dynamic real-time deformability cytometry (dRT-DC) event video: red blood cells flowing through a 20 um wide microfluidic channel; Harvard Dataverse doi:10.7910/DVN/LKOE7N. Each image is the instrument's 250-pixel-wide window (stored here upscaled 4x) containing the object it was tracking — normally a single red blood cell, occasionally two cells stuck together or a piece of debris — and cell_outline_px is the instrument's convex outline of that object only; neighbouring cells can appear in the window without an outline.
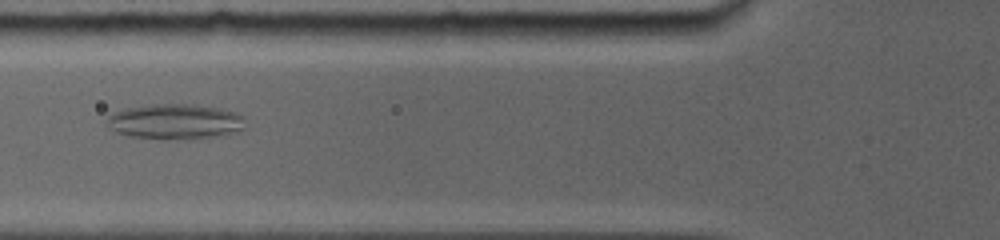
{"species": "common noctule bat (a hibernating species)", "species_latin": "Nyctalus noctula", "temperature_condition": "room temperature", "stored_images_in_passage": 32, "camera_frame_rate_fps": 5000, "um_per_image_px": 0.085, "animal": {"sex": "female", "body_mass_g": 19.0, "forearm_length_mm": 56.7}, "frame": {"image": 1, "passage_image": 10, "time_ms": 5.6, "image_size_px": [1000, 240], "cell_outline_px": [[244, 128], [240, 132], [228, 136], [164, 140], [128, 136], [116, 132], [108, 128], [104, 120], [112, 112], [128, 108], [152, 104], [192, 104], [216, 108], [236, 112], [244, 116]], "centroid_in_image_um": [14.88, 10.36], "position_along_channel_um": 110.9, "area_um2": 29.07}}
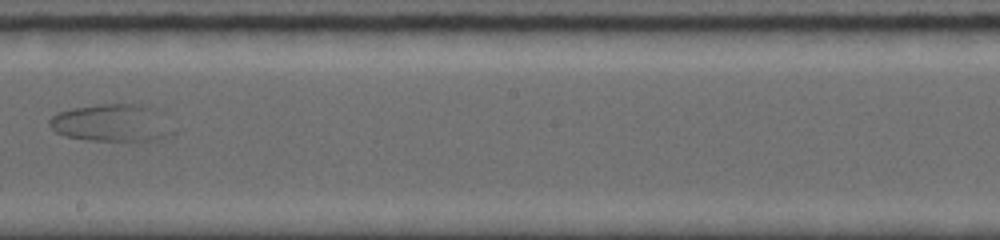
{"frame": {"image": 2, "passage_image": 15, "time_ms": 9.2, "image_size_px": [1000, 240], "cell_outline_px": [[176, 132], [156, 140], [88, 140], [64, 136], [56, 132], [48, 124], [48, 120], [52, 116], [60, 112], [72, 108], [100, 104], [140, 104], [156, 108], [160, 112]], "centroid_in_image_um": [9.52, 10.44], "position_along_channel_um": 238.7, "area_um2": 26.93}}
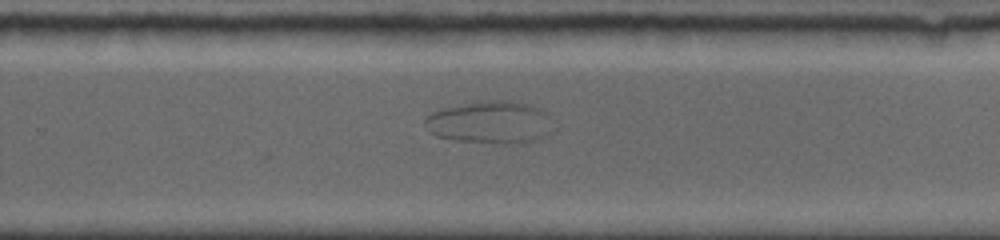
{"frame": {"image": 3, "passage_image": 17, "time_ms": 10.6, "image_size_px": [1000, 240], "cell_outline_px": [[548, 116], [540, 136], [536, 140], [520, 144], [504, 144], [456, 140], [436, 136], [428, 132], [424, 124], [424, 120], [432, 112], [448, 108], [468, 104], [492, 100], [500, 100], [532, 104], [540, 108]], "centroid_in_image_um": [41.55, 10.41], "position_along_channel_um": 288.3, "area_um2": 30.58}}